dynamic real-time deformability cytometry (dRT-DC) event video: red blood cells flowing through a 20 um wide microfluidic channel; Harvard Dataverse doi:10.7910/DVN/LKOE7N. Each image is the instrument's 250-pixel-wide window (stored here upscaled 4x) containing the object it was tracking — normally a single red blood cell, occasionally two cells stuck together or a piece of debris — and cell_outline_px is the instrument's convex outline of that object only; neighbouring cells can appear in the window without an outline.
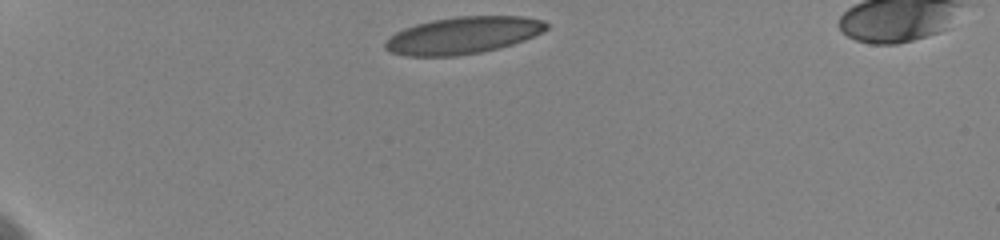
{"species": "human", "species_latin": "Homo sapiens", "temperature_condition": "cold", "stored_images_in_passage": 3, "camera_frame_rate_fps": 3000, "um_per_image_px": 0.085, "donor": {"sex": "female"}, "frame": {"image": 1, "passage_image": 1, "time_ms": 0.0, "image_size_px": [1000, 240], "cell_outline_px": [[548, 28], [524, 40], [500, 48], [480, 52], [452, 56], [408, 56], [392, 52], [384, 48], [384, 40], [396, 32], [404, 28], [416, 24], [432, 20], [456, 16], [524, 16], [544, 20], [548, 24]], "centroid_in_image_um": [39.34, 2.99], "position_along_channel_um": 45.7, "area_um2": 34.74}}